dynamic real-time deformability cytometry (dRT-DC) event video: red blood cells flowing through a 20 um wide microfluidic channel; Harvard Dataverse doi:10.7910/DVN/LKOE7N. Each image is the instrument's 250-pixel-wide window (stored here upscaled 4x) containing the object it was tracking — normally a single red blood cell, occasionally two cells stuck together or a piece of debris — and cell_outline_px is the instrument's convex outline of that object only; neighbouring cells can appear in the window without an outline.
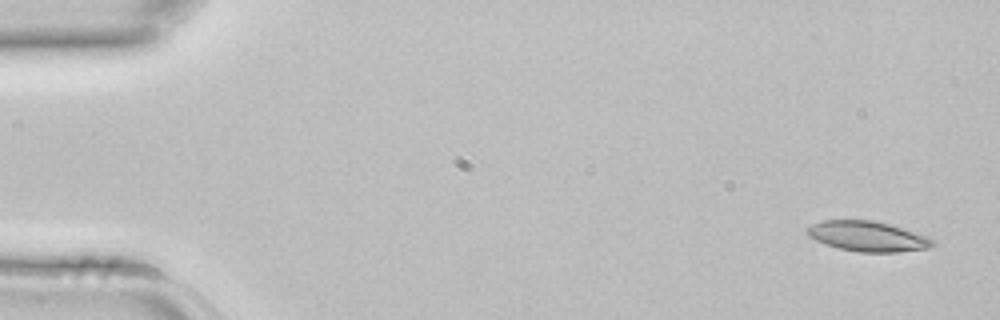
{"species": "common noctule bat (a hibernating species)", "species_latin": "Nyctalus noctula", "temperature_condition": "room temperature", "stored_images_in_passage": 4, "camera_frame_rate_fps": 3000, "um_per_image_px": 0.085, "animal": {"sex": "female", "body_mass_g": 22.7, "forearm_length_mm": 54.2}, "frame": {"image": 1, "passage_image": 1, "time_ms": 0.0, "image_size_px": [1000, 320], "cell_outline_px": [[936, 244], [928, 248], [900, 252], [860, 252], [836, 248], [824, 244], [808, 236], [804, 232], [812, 224], [824, 220], [872, 220], [892, 224], [928, 236], [936, 240]], "centroid_in_image_um": [73.78, 20.09], "position_along_channel_um": 11.2, "area_um2": 22.43}}
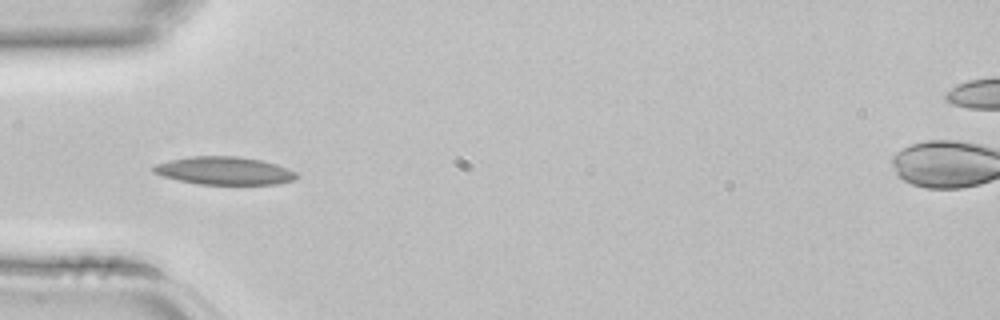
{"frame": {"image": 2, "passage_image": 4, "time_ms": 1.0, "image_size_px": [1000, 320], "cell_outline_px": [[300, 176], [296, 180], [280, 184], [200, 184], [160, 176], [152, 172], [152, 168], [156, 164], [168, 160], [192, 156], [240, 156], [264, 160], [288, 168], [296, 172]], "centroid_in_image_um": [19.11, 14.51], "position_along_channel_um": 65.9, "area_um2": 23.58}}